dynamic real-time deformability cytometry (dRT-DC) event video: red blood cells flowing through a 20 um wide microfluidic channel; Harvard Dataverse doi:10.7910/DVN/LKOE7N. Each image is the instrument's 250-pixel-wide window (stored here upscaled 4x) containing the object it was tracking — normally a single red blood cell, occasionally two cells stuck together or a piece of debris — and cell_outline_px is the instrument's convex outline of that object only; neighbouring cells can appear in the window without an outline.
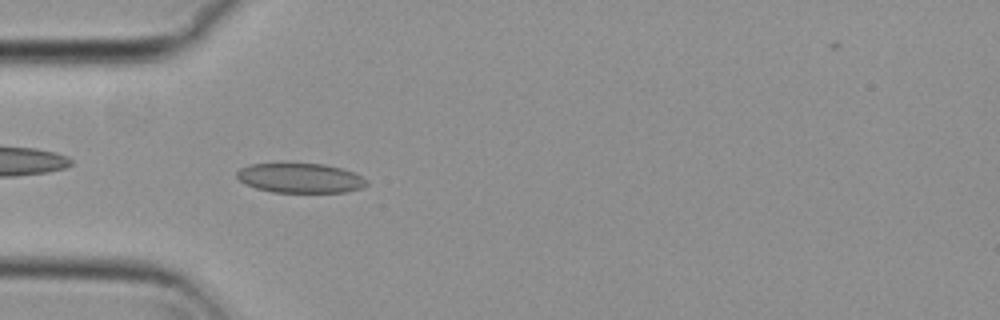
{"species": "common noctule bat (a hibernating species)", "species_latin": "Nyctalus noctula", "temperature_condition": "cold", "stored_images_in_passage": 42, "camera_frame_rate_fps": 3000, "um_per_image_px": 0.085, "animal": {"sex": "female", "body_mass_g": 29.2, "forearm_length_mm": 56.3}, "frame": {"image": 1, "passage_image": 3, "time_ms": 0.667, "image_size_px": [1000, 320], "cell_outline_px": [[368, 184], [360, 188], [344, 192], [272, 192], [256, 188], [244, 184], [236, 176], [236, 172], [240, 168], [252, 164], [324, 164], [340, 168], [352, 172], [368, 180]], "centroid_in_image_um": [25.5, 15.14], "position_along_channel_um": 59.5, "area_um2": 22.2}}
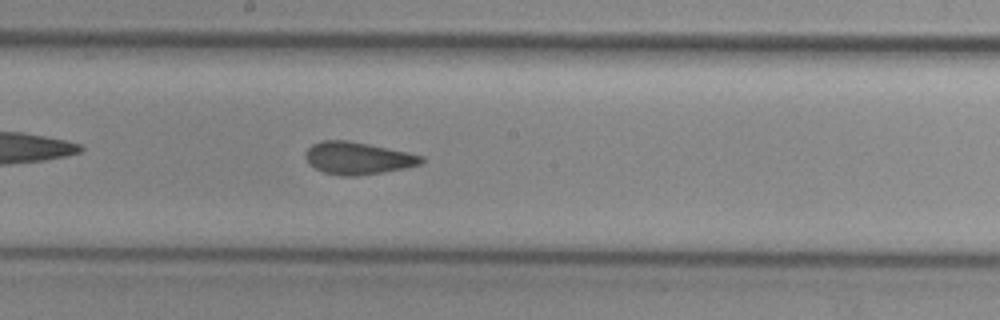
{"frame": {"image": 2, "passage_image": 16, "time_ms": 5.0, "image_size_px": [1000, 320], "cell_outline_px": [[424, 160], [420, 164], [408, 168], [384, 172], [356, 176], [340, 176], [324, 172], [308, 164], [304, 156], [304, 152], [312, 144], [320, 140], [348, 140], [368, 144], [424, 156]], "centroid_in_image_um": [30.38, 13.45], "position_along_channel_um": 217.8, "area_um2": 21.96}}
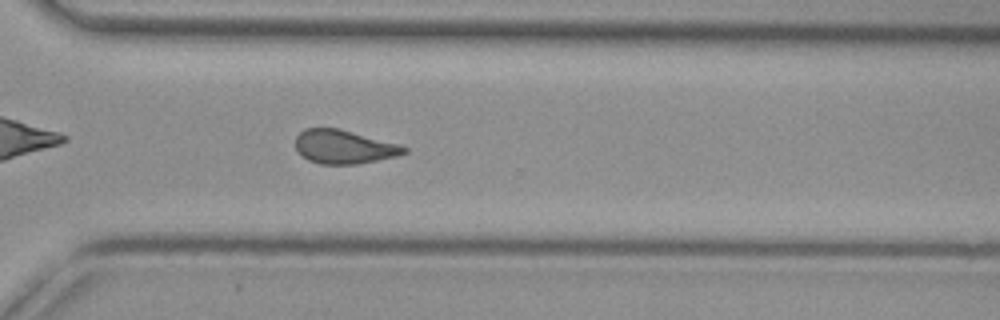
{"frame": {"image": 3, "passage_image": 26, "time_ms": 8.333, "image_size_px": [1000, 320], "cell_outline_px": [[408, 152], [396, 156], [356, 164], [320, 164], [308, 160], [296, 148], [296, 136], [304, 128], [340, 128], [400, 144], [408, 148]], "centroid_in_image_um": [29.26, 12.47], "position_along_channel_um": 341.3, "area_um2": 21.33}, "authors_computed_cell_mechanics": {"area_um2": 21.6461, "velocity_mm_per_s": 3.716, "shape_relaxation_time_tau1_ms": null, "shape_relaxation_time_tau2_ms": 1.2431, "deformation_change_tau1": null, "deformation_change_tau2": 0.0718}}